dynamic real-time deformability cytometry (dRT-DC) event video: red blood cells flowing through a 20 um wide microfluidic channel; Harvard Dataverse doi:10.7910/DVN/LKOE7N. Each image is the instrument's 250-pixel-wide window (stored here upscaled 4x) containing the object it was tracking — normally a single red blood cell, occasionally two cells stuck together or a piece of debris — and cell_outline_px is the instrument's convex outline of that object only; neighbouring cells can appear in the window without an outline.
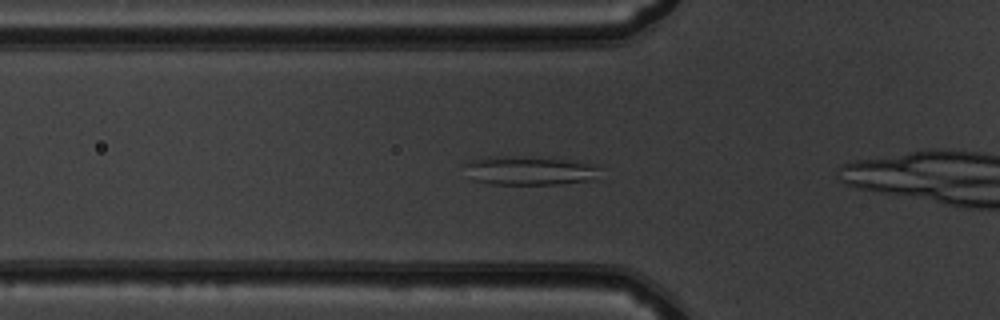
{"species": "common noctule bat (a hibernating species)", "species_latin": "Nyctalus noctula", "temperature_condition": "warm", "stored_images_in_passage": 34, "camera_frame_rate_fps": 3000, "um_per_image_px": 0.085, "animal": {"sex": "male", "body_mass_g": 19.5, "forearm_length_mm": 54.6}, "frame": {"image": 1, "passage_image": 6, "time_ms": 1.667, "image_size_px": [1000, 320], "cell_outline_px": [[600, 164], [588, 180], [556, 184], [492, 184], [472, 180], [464, 164], [472, 160], [516, 156], [560, 160]], "centroid_in_image_um": [44.94, 14.52], "position_along_channel_um": 80.9, "area_um2": 21.68}}
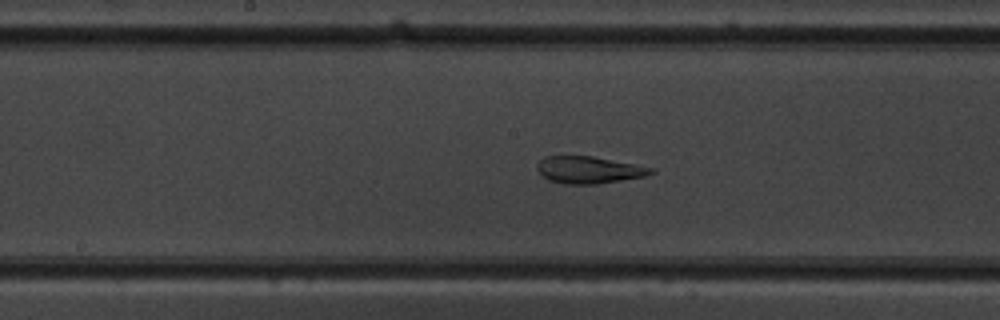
{"frame": {"image": 2, "passage_image": 15, "time_ms": 4.667, "image_size_px": [1000, 320], "cell_outline_px": [[656, 172], [644, 176], [596, 184], [564, 184], [548, 180], [536, 168], [536, 164], [544, 156], [592, 156], [636, 164], [652, 168]], "centroid_in_image_um": [50.03, 14.43], "position_along_channel_um": 198.2, "area_um2": 17.86}}
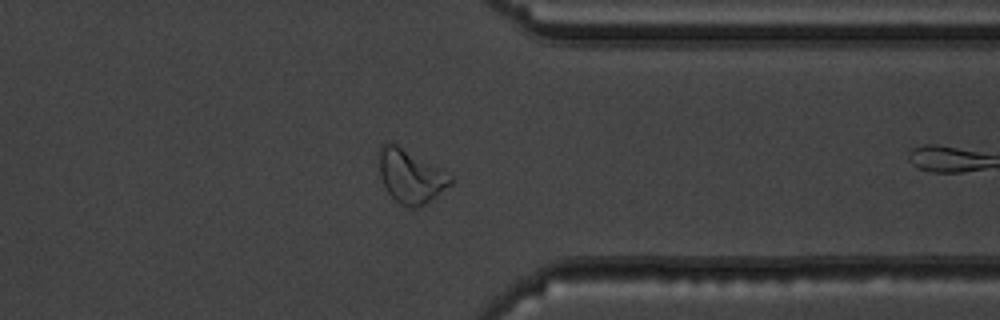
{"frame": {"image": 3, "passage_image": 29, "time_ms": 9.333, "image_size_px": [1000, 320], "cell_outline_px": [[452, 184], [420, 208], [408, 208], [400, 204], [388, 192], [380, 176], [380, 144], [396, 144], [440, 168], [452, 176]], "centroid_in_image_um": [34.92, 15.02], "position_along_channel_um": 376.5, "area_um2": 21.91}}